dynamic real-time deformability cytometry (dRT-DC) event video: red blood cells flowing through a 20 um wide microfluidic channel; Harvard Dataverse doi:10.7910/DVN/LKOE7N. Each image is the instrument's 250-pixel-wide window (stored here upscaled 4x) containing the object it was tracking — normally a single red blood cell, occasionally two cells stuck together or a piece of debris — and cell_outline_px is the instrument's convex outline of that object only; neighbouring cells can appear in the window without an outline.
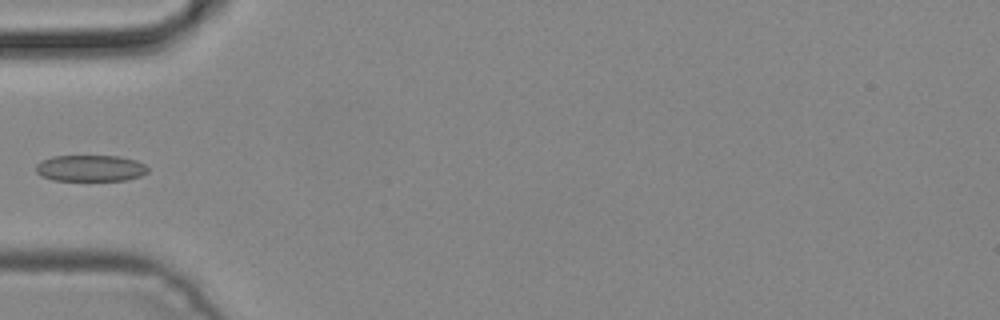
{"species": "common noctule bat (a hibernating species)", "species_latin": "Nyctalus noctula", "temperature_condition": "cold", "stored_images_in_passage": 4, "camera_frame_rate_fps": 3000, "um_per_image_px": 0.085, "animal": {"sex": "male", "body_mass_g": 19.2, "forearm_length_mm": 51.8}, "frame": {"image": 1, "passage_image": 4, "time_ms": 1.0, "image_size_px": [1000, 320], "cell_outline_px": [[148, 172], [140, 176], [128, 180], [52, 180], [36, 172], [36, 164], [52, 156], [120, 156], [136, 160], [144, 164], [148, 168]], "centroid_in_image_um": [7.72, 14.29], "position_along_channel_um": 77.3, "area_um2": 17.11}}